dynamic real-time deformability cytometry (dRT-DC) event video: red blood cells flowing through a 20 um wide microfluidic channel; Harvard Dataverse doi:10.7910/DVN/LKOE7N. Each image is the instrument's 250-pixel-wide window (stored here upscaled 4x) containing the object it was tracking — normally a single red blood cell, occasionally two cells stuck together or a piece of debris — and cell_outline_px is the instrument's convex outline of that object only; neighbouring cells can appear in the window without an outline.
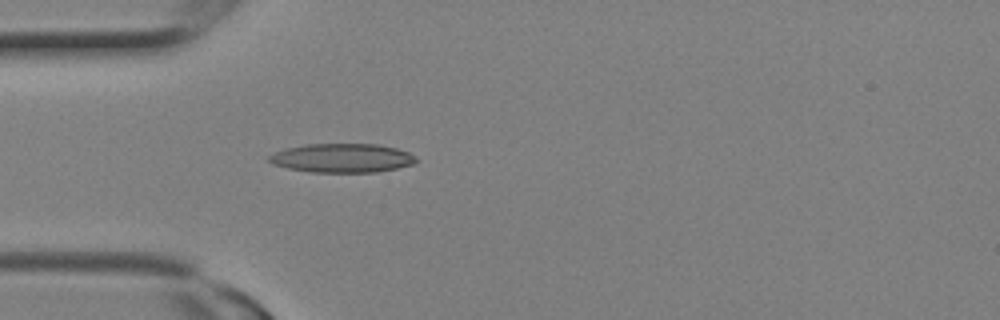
{"species": "Egyptian fruit bat (a non-hibernating species)", "species_latin": "Rousettus aegyptiacus", "temperature_condition": "room temperature", "stored_images_in_passage": 6, "camera_frame_rate_fps": 3000, "um_per_image_px": 0.085, "animal": {"sex": "female"}, "frame": {"image": 1, "passage_image": 6, "time_ms": 1.667, "image_size_px": [1000, 320], "cell_outline_px": [[416, 164], [376, 172], [312, 172], [288, 168], [272, 164], [268, 160], [268, 156], [284, 148], [304, 144], [376, 144], [396, 148], [408, 152], [416, 156]], "centroid_in_image_um": [29.08, 13.43], "position_along_channel_um": 55.9, "area_um2": 24.85}}